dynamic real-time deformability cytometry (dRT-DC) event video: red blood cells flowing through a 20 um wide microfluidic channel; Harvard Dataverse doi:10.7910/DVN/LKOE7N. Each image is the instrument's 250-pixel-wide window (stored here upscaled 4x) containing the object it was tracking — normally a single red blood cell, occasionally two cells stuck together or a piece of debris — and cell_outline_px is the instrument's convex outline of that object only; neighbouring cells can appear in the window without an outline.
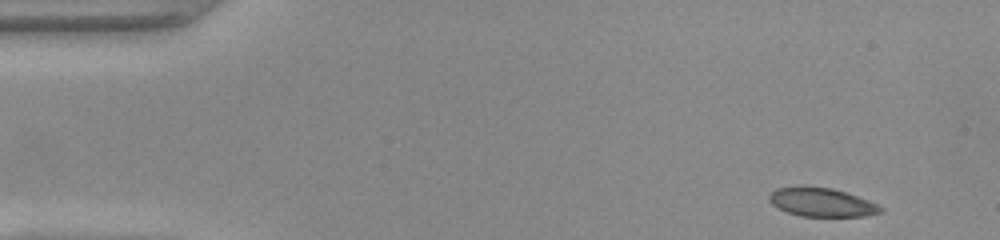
{"species": "common noctule bat (a hibernating species)", "species_latin": "Nyctalus noctula", "temperature_condition": "warm", "stored_images_in_passage": 48, "camera_frame_rate_fps": 3000, "um_per_image_px": 0.085, "animal": {"sex": "female", "body_mass_g": 22.0, "forearm_length_mm": 56.7}, "frame": {"image": 1, "passage_image": 1, "time_ms": 0.0, "image_size_px": [1000, 240], "cell_outline_px": [[884, 212], [864, 216], [800, 216], [788, 212], [772, 204], [768, 200], [768, 196], [776, 188], [832, 188], [880, 204], [884, 208]], "centroid_in_image_um": [69.91, 17.22], "position_along_channel_um": 15.1, "area_um2": 18.15}}
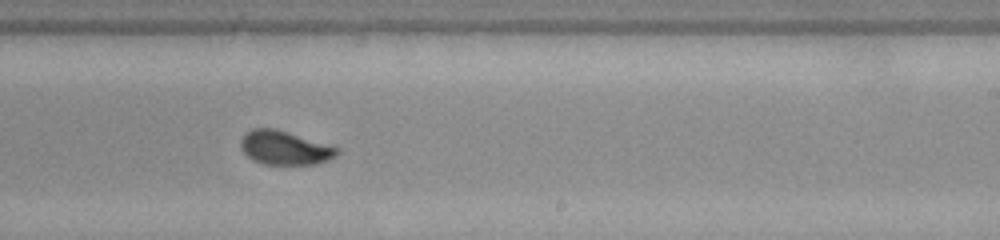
{"frame": {"image": 2, "passage_image": 28, "time_ms": 9.0, "image_size_px": [1000, 240], "cell_outline_px": [[340, 152], [336, 156], [328, 160], [316, 164], [264, 164], [252, 160], [240, 148], [240, 140], [252, 128], [276, 128], [340, 148]], "centroid_in_image_um": [24.21, 12.56], "position_along_channel_um": 264.8, "area_um2": 19.02}}
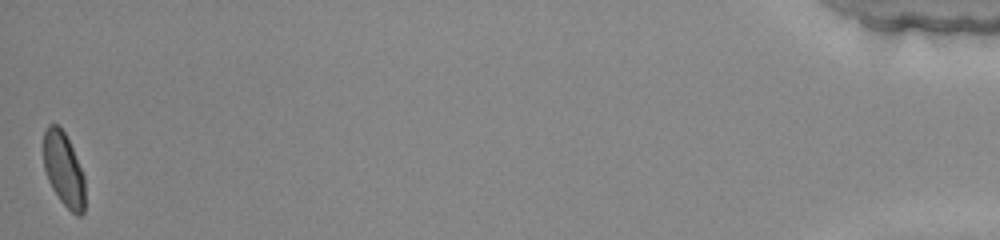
{"frame": {"image": 3, "passage_image": 48, "time_ms": 15.667, "image_size_px": [1000, 240], "cell_outline_px": [[84, 212], [80, 216], [76, 216], [60, 200], [52, 188], [48, 180], [44, 168], [44, 128], [48, 124], [56, 124], [64, 132], [72, 148], [84, 176]], "centroid_in_image_um": [5.4, 14.41], "position_along_channel_um": 429.8, "area_um2": 17.69}, "authors_computed_cell_mechanics": {"area_um2": 19.2763, "velocity_mm_per_s": 3.9631, "shape_relaxation_time_tau1_ms": 3.6177, "shape_relaxation_time_tau2_ms": null, "deformation_change_tau1": 0.1309, "deformation_change_tau2": null}}